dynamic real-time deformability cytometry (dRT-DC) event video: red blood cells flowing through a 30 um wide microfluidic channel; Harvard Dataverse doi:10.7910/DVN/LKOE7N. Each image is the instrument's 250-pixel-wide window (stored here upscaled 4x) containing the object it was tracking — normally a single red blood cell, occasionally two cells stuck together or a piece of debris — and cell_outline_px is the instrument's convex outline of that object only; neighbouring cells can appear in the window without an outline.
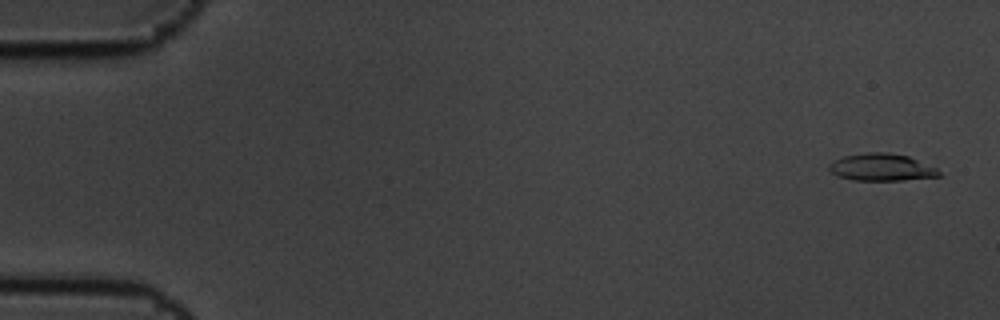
{"species": "common noctule bat (a hibernating species)", "species_latin": "Nyctalus noctula", "temperature_condition": "cold", "stored_images_in_passage": 4, "camera_frame_rate_fps": 3000, "um_per_image_px": 0.085, "animal": {"sex": "male", "body_mass_g": 19.5, "forearm_length_mm": 54.6}, "frame": {"image": 1, "passage_image": 1, "time_ms": 0.0, "image_size_px": [1000, 320], "cell_outline_px": [[940, 176], [900, 180], [852, 180], [840, 176], [832, 172], [828, 168], [828, 164], [832, 160], [844, 156], [868, 152], [888, 152], [908, 156], [936, 168], [940, 172]], "centroid_in_image_um": [74.89, 14.21], "position_along_channel_um": 10.1, "area_um2": 17.28}}